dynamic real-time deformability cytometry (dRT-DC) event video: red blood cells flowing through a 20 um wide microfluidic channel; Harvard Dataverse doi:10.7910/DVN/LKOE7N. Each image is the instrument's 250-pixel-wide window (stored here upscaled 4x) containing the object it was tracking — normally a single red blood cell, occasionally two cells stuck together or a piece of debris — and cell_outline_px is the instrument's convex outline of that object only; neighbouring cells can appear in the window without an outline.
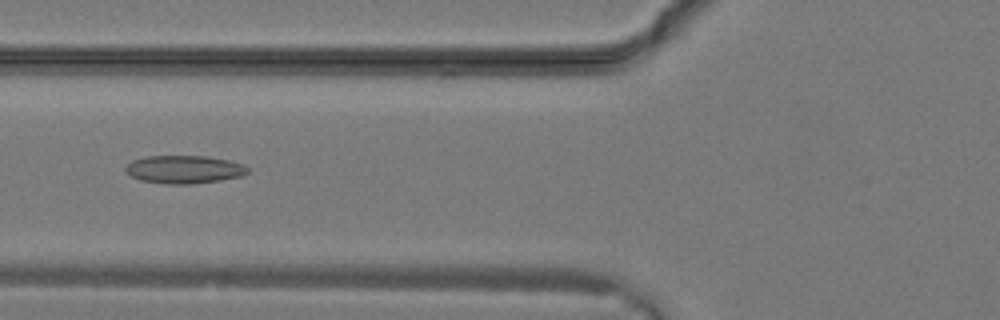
{"species": "common noctule bat (a hibernating species)", "species_latin": "Nyctalus noctula", "temperature_condition": "warm", "stored_images_in_passage": 11, "camera_frame_rate_fps": 3000, "um_per_image_px": 0.085, "animal": {"sex": "male", "body_mass_g": 19.2, "forearm_length_mm": 51.8}, "frame": {"image": 1, "passage_image": 8, "time_ms": 2.333, "image_size_px": [1000, 320], "cell_outline_px": [[248, 172], [240, 176], [220, 180], [192, 184], [168, 184], [140, 180], [132, 176], [124, 168], [132, 160], [148, 156], [208, 156], [228, 160], [244, 164], [248, 168]], "centroid_in_image_um": [15.66, 14.39], "position_along_channel_um": 110.1, "area_um2": 19.83}}
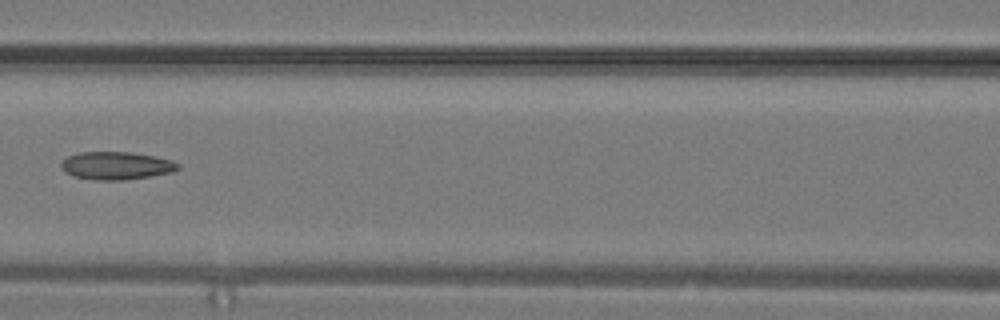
{"frame": {"image": 2, "passage_image": 10, "time_ms": 3.0, "image_size_px": [1000, 320], "cell_outline_px": [[180, 168], [172, 172], [124, 180], [96, 180], [76, 176], [64, 172], [60, 168], [60, 164], [68, 156], [80, 152], [128, 152], [152, 156], [172, 160], [180, 164]], "centroid_in_image_um": [9.87, 14.08], "position_along_channel_um": 156.7, "area_um2": 18.79}}